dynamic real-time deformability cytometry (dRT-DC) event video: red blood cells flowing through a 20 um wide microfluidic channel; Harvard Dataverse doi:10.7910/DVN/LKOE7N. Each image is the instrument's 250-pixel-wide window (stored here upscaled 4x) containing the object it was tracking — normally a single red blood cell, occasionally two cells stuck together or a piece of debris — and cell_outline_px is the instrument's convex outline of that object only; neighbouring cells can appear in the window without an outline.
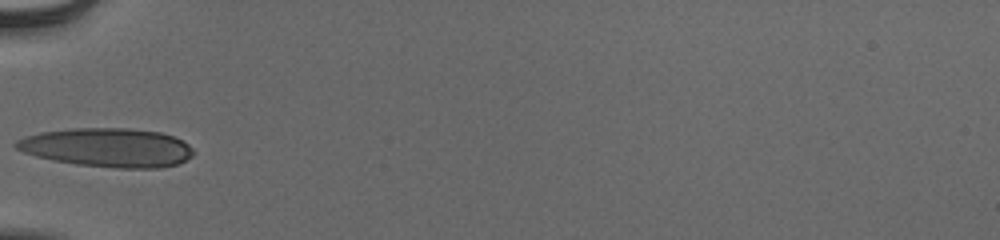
{"species": "human", "species_latin": "Homo sapiens", "temperature_condition": "cold", "stored_images_in_passage": 35, "camera_frame_rate_fps": 3000, "um_per_image_px": 0.085, "donor": {"sex": "male"}, "frame": {"image": 1, "passage_image": 1, "time_ms": 0.0, "image_size_px": [1000, 240], "cell_outline_px": [[196, 152], [192, 156], [180, 164], [160, 168], [116, 168], [76, 164], [52, 160], [36, 156], [24, 152], [16, 148], [12, 144], [16, 140], [24, 136], [40, 132], [72, 128], [128, 128], [160, 132], [184, 140]], "centroid_in_image_um": [9.15, 12.54], "position_along_channel_um": 75.8, "area_um2": 40.58}}
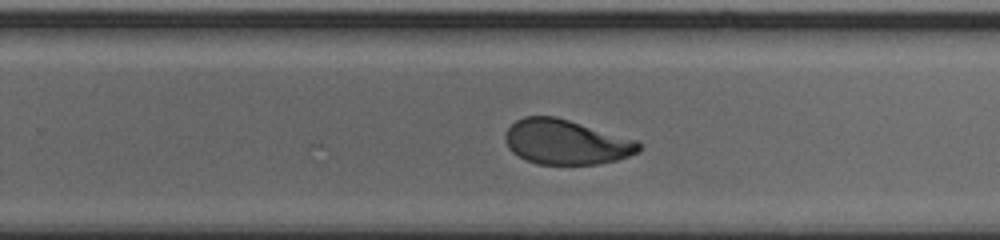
{"frame": {"image": 2, "passage_image": 17, "time_ms": 5.333, "image_size_px": [1000, 240], "cell_outline_px": [[640, 148], [636, 152], [628, 156], [616, 160], [600, 164], [536, 164], [524, 160], [512, 152], [508, 148], [504, 140], [504, 136], [508, 128], [516, 120], [524, 116], [556, 116], [636, 140], [640, 144]], "centroid_in_image_um": [48.06, 12.08], "position_along_channel_um": 281.7, "area_um2": 34.85}}
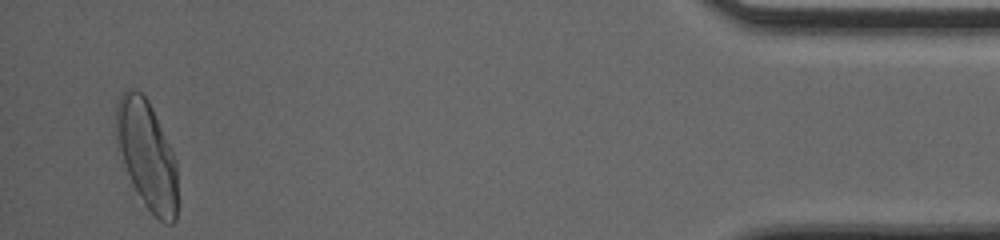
{"frame": {"image": 3, "passage_image": 33, "time_ms": 10.667, "image_size_px": [1000, 240], "cell_outline_px": [[176, 220], [172, 224], [164, 224], [144, 204], [136, 192], [116, 152], [112, 124], [116, 104], [124, 88], [136, 88], [148, 100], [152, 108], [176, 160]], "centroid_in_image_um": [12.39, 13.11], "position_along_channel_um": 422.8, "area_um2": 39.71}, "authors_computed_cell_mechanics": {"area_um2": 36.7608, "velocity_mm_per_s": 3.8701, "shape_relaxation_time_tau1_ms": 3.9846, "shape_relaxation_time_tau2_ms": 1.3257, "deformation_change_tau1": 0.1718, "deformation_change_tau2": 0.0558}}